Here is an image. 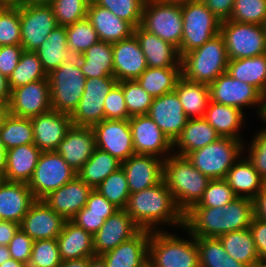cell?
<instances>
[{
	"instance_id": "obj_1",
	"label": "cell",
	"mask_w": 266,
	"mask_h": 267,
	"mask_svg": "<svg viewBox=\"0 0 266 267\" xmlns=\"http://www.w3.org/2000/svg\"><path fill=\"white\" fill-rule=\"evenodd\" d=\"M253 218V201L237 197L222 207H192L184 214L185 232L195 237H219L248 229Z\"/></svg>"
},
{
	"instance_id": "obj_2",
	"label": "cell",
	"mask_w": 266,
	"mask_h": 267,
	"mask_svg": "<svg viewBox=\"0 0 266 267\" xmlns=\"http://www.w3.org/2000/svg\"><path fill=\"white\" fill-rule=\"evenodd\" d=\"M125 210L141 229L161 230L156 227L163 223L184 228V214L164 180L151 188L130 193Z\"/></svg>"
},
{
	"instance_id": "obj_3",
	"label": "cell",
	"mask_w": 266,
	"mask_h": 267,
	"mask_svg": "<svg viewBox=\"0 0 266 267\" xmlns=\"http://www.w3.org/2000/svg\"><path fill=\"white\" fill-rule=\"evenodd\" d=\"M163 180L185 214L202 199L211 179L195 168L187 157L171 153L163 161Z\"/></svg>"
},
{
	"instance_id": "obj_4",
	"label": "cell",
	"mask_w": 266,
	"mask_h": 267,
	"mask_svg": "<svg viewBox=\"0 0 266 267\" xmlns=\"http://www.w3.org/2000/svg\"><path fill=\"white\" fill-rule=\"evenodd\" d=\"M228 61L225 40L219 33L181 57V74L187 80L210 85L226 73Z\"/></svg>"
},
{
	"instance_id": "obj_5",
	"label": "cell",
	"mask_w": 266,
	"mask_h": 267,
	"mask_svg": "<svg viewBox=\"0 0 266 267\" xmlns=\"http://www.w3.org/2000/svg\"><path fill=\"white\" fill-rule=\"evenodd\" d=\"M178 238L162 230L151 231L148 260L154 267H199L196 237Z\"/></svg>"
},
{
	"instance_id": "obj_6",
	"label": "cell",
	"mask_w": 266,
	"mask_h": 267,
	"mask_svg": "<svg viewBox=\"0 0 266 267\" xmlns=\"http://www.w3.org/2000/svg\"><path fill=\"white\" fill-rule=\"evenodd\" d=\"M51 108L71 115L85 90L86 78L78 64V56L65 60L48 74Z\"/></svg>"
},
{
	"instance_id": "obj_7",
	"label": "cell",
	"mask_w": 266,
	"mask_h": 267,
	"mask_svg": "<svg viewBox=\"0 0 266 267\" xmlns=\"http://www.w3.org/2000/svg\"><path fill=\"white\" fill-rule=\"evenodd\" d=\"M183 35L180 56L201 47L220 33L221 21L202 0L182 2Z\"/></svg>"
},
{
	"instance_id": "obj_8",
	"label": "cell",
	"mask_w": 266,
	"mask_h": 267,
	"mask_svg": "<svg viewBox=\"0 0 266 267\" xmlns=\"http://www.w3.org/2000/svg\"><path fill=\"white\" fill-rule=\"evenodd\" d=\"M242 141L221 137L203 148L190 152L186 157L203 175L210 179H224L227 171L242 157L241 154L245 150Z\"/></svg>"
},
{
	"instance_id": "obj_9",
	"label": "cell",
	"mask_w": 266,
	"mask_h": 267,
	"mask_svg": "<svg viewBox=\"0 0 266 267\" xmlns=\"http://www.w3.org/2000/svg\"><path fill=\"white\" fill-rule=\"evenodd\" d=\"M140 26L176 47L180 54L183 35L182 3L146 0Z\"/></svg>"
},
{
	"instance_id": "obj_10",
	"label": "cell",
	"mask_w": 266,
	"mask_h": 267,
	"mask_svg": "<svg viewBox=\"0 0 266 267\" xmlns=\"http://www.w3.org/2000/svg\"><path fill=\"white\" fill-rule=\"evenodd\" d=\"M220 34L229 60L266 54V26L225 20L220 24Z\"/></svg>"
},
{
	"instance_id": "obj_11",
	"label": "cell",
	"mask_w": 266,
	"mask_h": 267,
	"mask_svg": "<svg viewBox=\"0 0 266 267\" xmlns=\"http://www.w3.org/2000/svg\"><path fill=\"white\" fill-rule=\"evenodd\" d=\"M77 172L56 151H42L34 173L28 182L36 200L70 182Z\"/></svg>"
},
{
	"instance_id": "obj_12",
	"label": "cell",
	"mask_w": 266,
	"mask_h": 267,
	"mask_svg": "<svg viewBox=\"0 0 266 267\" xmlns=\"http://www.w3.org/2000/svg\"><path fill=\"white\" fill-rule=\"evenodd\" d=\"M21 46L26 51L36 49L55 29L57 19L46 0H32L20 7Z\"/></svg>"
},
{
	"instance_id": "obj_13",
	"label": "cell",
	"mask_w": 266,
	"mask_h": 267,
	"mask_svg": "<svg viewBox=\"0 0 266 267\" xmlns=\"http://www.w3.org/2000/svg\"><path fill=\"white\" fill-rule=\"evenodd\" d=\"M117 83L114 77L87 78L80 102L70 115L72 125L92 127L103 121L105 98Z\"/></svg>"
},
{
	"instance_id": "obj_14",
	"label": "cell",
	"mask_w": 266,
	"mask_h": 267,
	"mask_svg": "<svg viewBox=\"0 0 266 267\" xmlns=\"http://www.w3.org/2000/svg\"><path fill=\"white\" fill-rule=\"evenodd\" d=\"M91 128L96 148L109 153L120 162L135 155L129 120L105 119Z\"/></svg>"
},
{
	"instance_id": "obj_15",
	"label": "cell",
	"mask_w": 266,
	"mask_h": 267,
	"mask_svg": "<svg viewBox=\"0 0 266 267\" xmlns=\"http://www.w3.org/2000/svg\"><path fill=\"white\" fill-rule=\"evenodd\" d=\"M129 124L135 154L159 156L164 160L171 155L173 143L148 115L130 117Z\"/></svg>"
},
{
	"instance_id": "obj_16",
	"label": "cell",
	"mask_w": 266,
	"mask_h": 267,
	"mask_svg": "<svg viewBox=\"0 0 266 267\" xmlns=\"http://www.w3.org/2000/svg\"><path fill=\"white\" fill-rule=\"evenodd\" d=\"M211 101L233 106L243 111V107L257 106L260 109L263 95L253 86L234 79L227 73L221 74L209 85Z\"/></svg>"
},
{
	"instance_id": "obj_17",
	"label": "cell",
	"mask_w": 266,
	"mask_h": 267,
	"mask_svg": "<svg viewBox=\"0 0 266 267\" xmlns=\"http://www.w3.org/2000/svg\"><path fill=\"white\" fill-rule=\"evenodd\" d=\"M51 109L48 79H41L11 91L9 110L12 115L32 118Z\"/></svg>"
},
{
	"instance_id": "obj_18",
	"label": "cell",
	"mask_w": 266,
	"mask_h": 267,
	"mask_svg": "<svg viewBox=\"0 0 266 267\" xmlns=\"http://www.w3.org/2000/svg\"><path fill=\"white\" fill-rule=\"evenodd\" d=\"M147 115L172 143L189 119L175 91L154 98Z\"/></svg>"
},
{
	"instance_id": "obj_19",
	"label": "cell",
	"mask_w": 266,
	"mask_h": 267,
	"mask_svg": "<svg viewBox=\"0 0 266 267\" xmlns=\"http://www.w3.org/2000/svg\"><path fill=\"white\" fill-rule=\"evenodd\" d=\"M141 228L134 222L125 209H119L105 220L93 235L95 256L115 249L122 242L136 235Z\"/></svg>"
},
{
	"instance_id": "obj_20",
	"label": "cell",
	"mask_w": 266,
	"mask_h": 267,
	"mask_svg": "<svg viewBox=\"0 0 266 267\" xmlns=\"http://www.w3.org/2000/svg\"><path fill=\"white\" fill-rule=\"evenodd\" d=\"M163 161L154 155L135 154L121 162L130 193L151 188L163 180Z\"/></svg>"
},
{
	"instance_id": "obj_21",
	"label": "cell",
	"mask_w": 266,
	"mask_h": 267,
	"mask_svg": "<svg viewBox=\"0 0 266 267\" xmlns=\"http://www.w3.org/2000/svg\"><path fill=\"white\" fill-rule=\"evenodd\" d=\"M65 219L43 200H36L19 223V228L34 241L57 239Z\"/></svg>"
},
{
	"instance_id": "obj_22",
	"label": "cell",
	"mask_w": 266,
	"mask_h": 267,
	"mask_svg": "<svg viewBox=\"0 0 266 267\" xmlns=\"http://www.w3.org/2000/svg\"><path fill=\"white\" fill-rule=\"evenodd\" d=\"M114 78L118 82L134 81L146 70L147 63L137 38L112 43Z\"/></svg>"
},
{
	"instance_id": "obj_23",
	"label": "cell",
	"mask_w": 266,
	"mask_h": 267,
	"mask_svg": "<svg viewBox=\"0 0 266 267\" xmlns=\"http://www.w3.org/2000/svg\"><path fill=\"white\" fill-rule=\"evenodd\" d=\"M93 188L78 175L42 200L65 220H71L85 205Z\"/></svg>"
},
{
	"instance_id": "obj_24",
	"label": "cell",
	"mask_w": 266,
	"mask_h": 267,
	"mask_svg": "<svg viewBox=\"0 0 266 267\" xmlns=\"http://www.w3.org/2000/svg\"><path fill=\"white\" fill-rule=\"evenodd\" d=\"M96 149L94 132L91 127L74 126L66 131L56 152L78 172Z\"/></svg>"
},
{
	"instance_id": "obj_25",
	"label": "cell",
	"mask_w": 266,
	"mask_h": 267,
	"mask_svg": "<svg viewBox=\"0 0 266 267\" xmlns=\"http://www.w3.org/2000/svg\"><path fill=\"white\" fill-rule=\"evenodd\" d=\"M31 122L34 131V145L41 151H55L72 125L70 115L53 109L32 117Z\"/></svg>"
},
{
	"instance_id": "obj_26",
	"label": "cell",
	"mask_w": 266,
	"mask_h": 267,
	"mask_svg": "<svg viewBox=\"0 0 266 267\" xmlns=\"http://www.w3.org/2000/svg\"><path fill=\"white\" fill-rule=\"evenodd\" d=\"M133 35L145 55L147 67L181 68V56L176 47L147 32L141 26L134 28Z\"/></svg>"
},
{
	"instance_id": "obj_27",
	"label": "cell",
	"mask_w": 266,
	"mask_h": 267,
	"mask_svg": "<svg viewBox=\"0 0 266 267\" xmlns=\"http://www.w3.org/2000/svg\"><path fill=\"white\" fill-rule=\"evenodd\" d=\"M150 230L141 229L115 249L100 255L107 267H140L148 260Z\"/></svg>"
},
{
	"instance_id": "obj_28",
	"label": "cell",
	"mask_w": 266,
	"mask_h": 267,
	"mask_svg": "<svg viewBox=\"0 0 266 267\" xmlns=\"http://www.w3.org/2000/svg\"><path fill=\"white\" fill-rule=\"evenodd\" d=\"M87 18L96 30L99 41L115 43L130 38L134 33V27L129 22L92 1L88 6Z\"/></svg>"
},
{
	"instance_id": "obj_29",
	"label": "cell",
	"mask_w": 266,
	"mask_h": 267,
	"mask_svg": "<svg viewBox=\"0 0 266 267\" xmlns=\"http://www.w3.org/2000/svg\"><path fill=\"white\" fill-rule=\"evenodd\" d=\"M35 201L26 183L4 180L0 184V219L20 223Z\"/></svg>"
},
{
	"instance_id": "obj_30",
	"label": "cell",
	"mask_w": 266,
	"mask_h": 267,
	"mask_svg": "<svg viewBox=\"0 0 266 267\" xmlns=\"http://www.w3.org/2000/svg\"><path fill=\"white\" fill-rule=\"evenodd\" d=\"M56 240L62 261L95 256L93 235L71 220H65Z\"/></svg>"
},
{
	"instance_id": "obj_31",
	"label": "cell",
	"mask_w": 266,
	"mask_h": 267,
	"mask_svg": "<svg viewBox=\"0 0 266 267\" xmlns=\"http://www.w3.org/2000/svg\"><path fill=\"white\" fill-rule=\"evenodd\" d=\"M42 151L34 144L7 150L4 180L26 183L30 181Z\"/></svg>"
},
{
	"instance_id": "obj_32",
	"label": "cell",
	"mask_w": 266,
	"mask_h": 267,
	"mask_svg": "<svg viewBox=\"0 0 266 267\" xmlns=\"http://www.w3.org/2000/svg\"><path fill=\"white\" fill-rule=\"evenodd\" d=\"M221 136L204 118H189L180 135L173 142L175 155L186 157L190 152L217 141Z\"/></svg>"
},
{
	"instance_id": "obj_33",
	"label": "cell",
	"mask_w": 266,
	"mask_h": 267,
	"mask_svg": "<svg viewBox=\"0 0 266 267\" xmlns=\"http://www.w3.org/2000/svg\"><path fill=\"white\" fill-rule=\"evenodd\" d=\"M237 197L253 199L266 183L245 157L227 171L224 178Z\"/></svg>"
},
{
	"instance_id": "obj_34",
	"label": "cell",
	"mask_w": 266,
	"mask_h": 267,
	"mask_svg": "<svg viewBox=\"0 0 266 267\" xmlns=\"http://www.w3.org/2000/svg\"><path fill=\"white\" fill-rule=\"evenodd\" d=\"M84 77H114L112 43L98 41L78 56Z\"/></svg>"
},
{
	"instance_id": "obj_35",
	"label": "cell",
	"mask_w": 266,
	"mask_h": 267,
	"mask_svg": "<svg viewBox=\"0 0 266 267\" xmlns=\"http://www.w3.org/2000/svg\"><path fill=\"white\" fill-rule=\"evenodd\" d=\"M243 111L233 106H226L210 100L204 119L221 137L241 140L240 127L245 122ZM240 137V138H239Z\"/></svg>"
},
{
	"instance_id": "obj_36",
	"label": "cell",
	"mask_w": 266,
	"mask_h": 267,
	"mask_svg": "<svg viewBox=\"0 0 266 267\" xmlns=\"http://www.w3.org/2000/svg\"><path fill=\"white\" fill-rule=\"evenodd\" d=\"M174 91L179 97L188 118H204L211 100L209 85L193 82L181 76L175 85Z\"/></svg>"
},
{
	"instance_id": "obj_37",
	"label": "cell",
	"mask_w": 266,
	"mask_h": 267,
	"mask_svg": "<svg viewBox=\"0 0 266 267\" xmlns=\"http://www.w3.org/2000/svg\"><path fill=\"white\" fill-rule=\"evenodd\" d=\"M226 73L266 95V54L229 60Z\"/></svg>"
},
{
	"instance_id": "obj_38",
	"label": "cell",
	"mask_w": 266,
	"mask_h": 267,
	"mask_svg": "<svg viewBox=\"0 0 266 267\" xmlns=\"http://www.w3.org/2000/svg\"><path fill=\"white\" fill-rule=\"evenodd\" d=\"M35 52L47 74L60 67L65 60L72 58L74 54L67 46L65 26L53 29Z\"/></svg>"
},
{
	"instance_id": "obj_39",
	"label": "cell",
	"mask_w": 266,
	"mask_h": 267,
	"mask_svg": "<svg viewBox=\"0 0 266 267\" xmlns=\"http://www.w3.org/2000/svg\"><path fill=\"white\" fill-rule=\"evenodd\" d=\"M228 255L252 267L260 260L250 229L228 232L218 237Z\"/></svg>"
},
{
	"instance_id": "obj_40",
	"label": "cell",
	"mask_w": 266,
	"mask_h": 267,
	"mask_svg": "<svg viewBox=\"0 0 266 267\" xmlns=\"http://www.w3.org/2000/svg\"><path fill=\"white\" fill-rule=\"evenodd\" d=\"M121 162L98 148L92 156L84 163L77 175L90 187L95 189L106 177L117 171Z\"/></svg>"
},
{
	"instance_id": "obj_41",
	"label": "cell",
	"mask_w": 266,
	"mask_h": 267,
	"mask_svg": "<svg viewBox=\"0 0 266 267\" xmlns=\"http://www.w3.org/2000/svg\"><path fill=\"white\" fill-rule=\"evenodd\" d=\"M181 76V68L147 67L136 81L149 95L156 98L173 92Z\"/></svg>"
},
{
	"instance_id": "obj_42",
	"label": "cell",
	"mask_w": 266,
	"mask_h": 267,
	"mask_svg": "<svg viewBox=\"0 0 266 267\" xmlns=\"http://www.w3.org/2000/svg\"><path fill=\"white\" fill-rule=\"evenodd\" d=\"M199 267H248L234 260L217 237H196Z\"/></svg>"
},
{
	"instance_id": "obj_43",
	"label": "cell",
	"mask_w": 266,
	"mask_h": 267,
	"mask_svg": "<svg viewBox=\"0 0 266 267\" xmlns=\"http://www.w3.org/2000/svg\"><path fill=\"white\" fill-rule=\"evenodd\" d=\"M0 137L6 150L21 145L34 144L31 118L9 114L0 129Z\"/></svg>"
},
{
	"instance_id": "obj_44",
	"label": "cell",
	"mask_w": 266,
	"mask_h": 267,
	"mask_svg": "<svg viewBox=\"0 0 266 267\" xmlns=\"http://www.w3.org/2000/svg\"><path fill=\"white\" fill-rule=\"evenodd\" d=\"M48 74L45 72L42 62L39 60L35 51L24 50L20 61L15 70L8 78L11 91L17 87L27 85L29 83L48 79Z\"/></svg>"
},
{
	"instance_id": "obj_45",
	"label": "cell",
	"mask_w": 266,
	"mask_h": 267,
	"mask_svg": "<svg viewBox=\"0 0 266 267\" xmlns=\"http://www.w3.org/2000/svg\"><path fill=\"white\" fill-rule=\"evenodd\" d=\"M95 189L117 208H126L130 190L122 167L106 177Z\"/></svg>"
},
{
	"instance_id": "obj_46",
	"label": "cell",
	"mask_w": 266,
	"mask_h": 267,
	"mask_svg": "<svg viewBox=\"0 0 266 267\" xmlns=\"http://www.w3.org/2000/svg\"><path fill=\"white\" fill-rule=\"evenodd\" d=\"M65 29L67 46L76 56H80L99 41L97 32L87 17L66 26Z\"/></svg>"
},
{
	"instance_id": "obj_47",
	"label": "cell",
	"mask_w": 266,
	"mask_h": 267,
	"mask_svg": "<svg viewBox=\"0 0 266 267\" xmlns=\"http://www.w3.org/2000/svg\"><path fill=\"white\" fill-rule=\"evenodd\" d=\"M52 7L58 26H69L87 17L91 0H46Z\"/></svg>"
},
{
	"instance_id": "obj_48",
	"label": "cell",
	"mask_w": 266,
	"mask_h": 267,
	"mask_svg": "<svg viewBox=\"0 0 266 267\" xmlns=\"http://www.w3.org/2000/svg\"><path fill=\"white\" fill-rule=\"evenodd\" d=\"M107 8L117 17L129 22L134 28L141 25L146 0H91Z\"/></svg>"
},
{
	"instance_id": "obj_49",
	"label": "cell",
	"mask_w": 266,
	"mask_h": 267,
	"mask_svg": "<svg viewBox=\"0 0 266 267\" xmlns=\"http://www.w3.org/2000/svg\"><path fill=\"white\" fill-rule=\"evenodd\" d=\"M229 20L266 26V0H235Z\"/></svg>"
},
{
	"instance_id": "obj_50",
	"label": "cell",
	"mask_w": 266,
	"mask_h": 267,
	"mask_svg": "<svg viewBox=\"0 0 266 267\" xmlns=\"http://www.w3.org/2000/svg\"><path fill=\"white\" fill-rule=\"evenodd\" d=\"M123 93L130 117L148 114L154 98L136 80L123 81Z\"/></svg>"
},
{
	"instance_id": "obj_51",
	"label": "cell",
	"mask_w": 266,
	"mask_h": 267,
	"mask_svg": "<svg viewBox=\"0 0 266 267\" xmlns=\"http://www.w3.org/2000/svg\"><path fill=\"white\" fill-rule=\"evenodd\" d=\"M62 260L56 239L36 240L28 267H59Z\"/></svg>"
},
{
	"instance_id": "obj_52",
	"label": "cell",
	"mask_w": 266,
	"mask_h": 267,
	"mask_svg": "<svg viewBox=\"0 0 266 267\" xmlns=\"http://www.w3.org/2000/svg\"><path fill=\"white\" fill-rule=\"evenodd\" d=\"M235 198L237 196L225 179H211L202 199L193 207H222Z\"/></svg>"
},
{
	"instance_id": "obj_53",
	"label": "cell",
	"mask_w": 266,
	"mask_h": 267,
	"mask_svg": "<svg viewBox=\"0 0 266 267\" xmlns=\"http://www.w3.org/2000/svg\"><path fill=\"white\" fill-rule=\"evenodd\" d=\"M20 7L8 8L0 17V46L21 45Z\"/></svg>"
},
{
	"instance_id": "obj_54",
	"label": "cell",
	"mask_w": 266,
	"mask_h": 267,
	"mask_svg": "<svg viewBox=\"0 0 266 267\" xmlns=\"http://www.w3.org/2000/svg\"><path fill=\"white\" fill-rule=\"evenodd\" d=\"M129 120L123 93V81L118 82L105 98L104 120Z\"/></svg>"
},
{
	"instance_id": "obj_55",
	"label": "cell",
	"mask_w": 266,
	"mask_h": 267,
	"mask_svg": "<svg viewBox=\"0 0 266 267\" xmlns=\"http://www.w3.org/2000/svg\"><path fill=\"white\" fill-rule=\"evenodd\" d=\"M250 147L247 159L251 162L260 177L266 182V130L257 132Z\"/></svg>"
},
{
	"instance_id": "obj_56",
	"label": "cell",
	"mask_w": 266,
	"mask_h": 267,
	"mask_svg": "<svg viewBox=\"0 0 266 267\" xmlns=\"http://www.w3.org/2000/svg\"><path fill=\"white\" fill-rule=\"evenodd\" d=\"M33 243L34 240L19 228L8 245L11 258L27 265L32 254Z\"/></svg>"
},
{
	"instance_id": "obj_57",
	"label": "cell",
	"mask_w": 266,
	"mask_h": 267,
	"mask_svg": "<svg viewBox=\"0 0 266 267\" xmlns=\"http://www.w3.org/2000/svg\"><path fill=\"white\" fill-rule=\"evenodd\" d=\"M24 49L21 45L0 46V73L9 78L15 70Z\"/></svg>"
},
{
	"instance_id": "obj_58",
	"label": "cell",
	"mask_w": 266,
	"mask_h": 267,
	"mask_svg": "<svg viewBox=\"0 0 266 267\" xmlns=\"http://www.w3.org/2000/svg\"><path fill=\"white\" fill-rule=\"evenodd\" d=\"M112 214H96L87 213V207L84 206L72 219L79 227H82L88 233L94 235L100 227L105 223V220Z\"/></svg>"
},
{
	"instance_id": "obj_59",
	"label": "cell",
	"mask_w": 266,
	"mask_h": 267,
	"mask_svg": "<svg viewBox=\"0 0 266 267\" xmlns=\"http://www.w3.org/2000/svg\"><path fill=\"white\" fill-rule=\"evenodd\" d=\"M87 213L114 214L119 208L109 202L96 189H93L86 202Z\"/></svg>"
},
{
	"instance_id": "obj_60",
	"label": "cell",
	"mask_w": 266,
	"mask_h": 267,
	"mask_svg": "<svg viewBox=\"0 0 266 267\" xmlns=\"http://www.w3.org/2000/svg\"><path fill=\"white\" fill-rule=\"evenodd\" d=\"M249 229L260 260L266 261V222L253 217Z\"/></svg>"
},
{
	"instance_id": "obj_61",
	"label": "cell",
	"mask_w": 266,
	"mask_h": 267,
	"mask_svg": "<svg viewBox=\"0 0 266 267\" xmlns=\"http://www.w3.org/2000/svg\"><path fill=\"white\" fill-rule=\"evenodd\" d=\"M211 12L222 22L229 20L235 0H202Z\"/></svg>"
},
{
	"instance_id": "obj_62",
	"label": "cell",
	"mask_w": 266,
	"mask_h": 267,
	"mask_svg": "<svg viewBox=\"0 0 266 267\" xmlns=\"http://www.w3.org/2000/svg\"><path fill=\"white\" fill-rule=\"evenodd\" d=\"M252 201L253 217L266 222V183Z\"/></svg>"
},
{
	"instance_id": "obj_63",
	"label": "cell",
	"mask_w": 266,
	"mask_h": 267,
	"mask_svg": "<svg viewBox=\"0 0 266 267\" xmlns=\"http://www.w3.org/2000/svg\"><path fill=\"white\" fill-rule=\"evenodd\" d=\"M19 229V223L0 220V245L8 246Z\"/></svg>"
},
{
	"instance_id": "obj_64",
	"label": "cell",
	"mask_w": 266,
	"mask_h": 267,
	"mask_svg": "<svg viewBox=\"0 0 266 267\" xmlns=\"http://www.w3.org/2000/svg\"><path fill=\"white\" fill-rule=\"evenodd\" d=\"M11 99V89L8 78L0 73V102L9 103Z\"/></svg>"
},
{
	"instance_id": "obj_65",
	"label": "cell",
	"mask_w": 266,
	"mask_h": 267,
	"mask_svg": "<svg viewBox=\"0 0 266 267\" xmlns=\"http://www.w3.org/2000/svg\"><path fill=\"white\" fill-rule=\"evenodd\" d=\"M90 258L91 257H84L80 259L63 260L59 267H88Z\"/></svg>"
},
{
	"instance_id": "obj_66",
	"label": "cell",
	"mask_w": 266,
	"mask_h": 267,
	"mask_svg": "<svg viewBox=\"0 0 266 267\" xmlns=\"http://www.w3.org/2000/svg\"><path fill=\"white\" fill-rule=\"evenodd\" d=\"M6 153L1 137H0V173L4 176L6 170Z\"/></svg>"
},
{
	"instance_id": "obj_67",
	"label": "cell",
	"mask_w": 266,
	"mask_h": 267,
	"mask_svg": "<svg viewBox=\"0 0 266 267\" xmlns=\"http://www.w3.org/2000/svg\"><path fill=\"white\" fill-rule=\"evenodd\" d=\"M10 114L9 103L0 102V129L3 127L4 121Z\"/></svg>"
},
{
	"instance_id": "obj_68",
	"label": "cell",
	"mask_w": 266,
	"mask_h": 267,
	"mask_svg": "<svg viewBox=\"0 0 266 267\" xmlns=\"http://www.w3.org/2000/svg\"><path fill=\"white\" fill-rule=\"evenodd\" d=\"M32 0H0V2L9 8H19Z\"/></svg>"
},
{
	"instance_id": "obj_69",
	"label": "cell",
	"mask_w": 266,
	"mask_h": 267,
	"mask_svg": "<svg viewBox=\"0 0 266 267\" xmlns=\"http://www.w3.org/2000/svg\"><path fill=\"white\" fill-rule=\"evenodd\" d=\"M88 267H107V265L100 256H93L89 259Z\"/></svg>"
},
{
	"instance_id": "obj_70",
	"label": "cell",
	"mask_w": 266,
	"mask_h": 267,
	"mask_svg": "<svg viewBox=\"0 0 266 267\" xmlns=\"http://www.w3.org/2000/svg\"><path fill=\"white\" fill-rule=\"evenodd\" d=\"M11 258L8 246L0 245V265Z\"/></svg>"
},
{
	"instance_id": "obj_71",
	"label": "cell",
	"mask_w": 266,
	"mask_h": 267,
	"mask_svg": "<svg viewBox=\"0 0 266 267\" xmlns=\"http://www.w3.org/2000/svg\"><path fill=\"white\" fill-rule=\"evenodd\" d=\"M27 265L21 261L15 260L13 258L8 259L0 267H26Z\"/></svg>"
},
{
	"instance_id": "obj_72",
	"label": "cell",
	"mask_w": 266,
	"mask_h": 267,
	"mask_svg": "<svg viewBox=\"0 0 266 267\" xmlns=\"http://www.w3.org/2000/svg\"><path fill=\"white\" fill-rule=\"evenodd\" d=\"M252 267H266V261L265 260H259Z\"/></svg>"
},
{
	"instance_id": "obj_73",
	"label": "cell",
	"mask_w": 266,
	"mask_h": 267,
	"mask_svg": "<svg viewBox=\"0 0 266 267\" xmlns=\"http://www.w3.org/2000/svg\"><path fill=\"white\" fill-rule=\"evenodd\" d=\"M9 7L0 2V17Z\"/></svg>"
},
{
	"instance_id": "obj_74",
	"label": "cell",
	"mask_w": 266,
	"mask_h": 267,
	"mask_svg": "<svg viewBox=\"0 0 266 267\" xmlns=\"http://www.w3.org/2000/svg\"><path fill=\"white\" fill-rule=\"evenodd\" d=\"M155 1H160V2H180V3H182V2H184L186 0H155Z\"/></svg>"
},
{
	"instance_id": "obj_75",
	"label": "cell",
	"mask_w": 266,
	"mask_h": 267,
	"mask_svg": "<svg viewBox=\"0 0 266 267\" xmlns=\"http://www.w3.org/2000/svg\"><path fill=\"white\" fill-rule=\"evenodd\" d=\"M140 267H154V266L152 265V263L149 260H147Z\"/></svg>"
},
{
	"instance_id": "obj_76",
	"label": "cell",
	"mask_w": 266,
	"mask_h": 267,
	"mask_svg": "<svg viewBox=\"0 0 266 267\" xmlns=\"http://www.w3.org/2000/svg\"><path fill=\"white\" fill-rule=\"evenodd\" d=\"M4 181V176L0 173V184Z\"/></svg>"
}]
</instances>
